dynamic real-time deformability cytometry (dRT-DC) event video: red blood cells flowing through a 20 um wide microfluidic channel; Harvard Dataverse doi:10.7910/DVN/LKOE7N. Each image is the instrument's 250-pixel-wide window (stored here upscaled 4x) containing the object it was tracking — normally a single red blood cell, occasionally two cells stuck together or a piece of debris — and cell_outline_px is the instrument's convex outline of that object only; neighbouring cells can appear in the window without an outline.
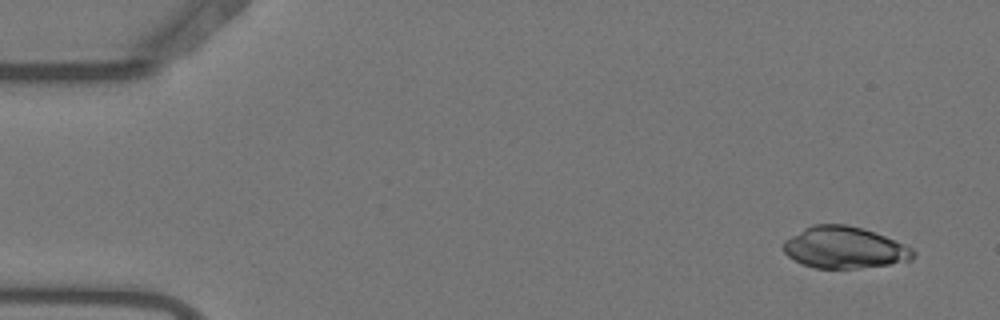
{"species": "Egyptian fruit bat (a non-hibernating species)", "species_latin": "Rousettus aegyptiacus", "temperature_condition": "warm", "stored_images_in_passage": 14, "camera_frame_rate_fps": 3000, "um_per_image_px": 0.085, "animal": {"sex": "female"}, "frame": {"image": 1, "passage_image": 3, "time_ms": 0.667, "image_size_px": [1000, 320], "cell_outline_px": [[916, 256], [912, 260], [888, 264], [856, 268], [816, 268], [804, 264], [788, 256], [784, 252], [784, 240], [804, 228], [812, 224], [844, 224], [860, 228], [884, 236], [904, 244], [912, 248], [916, 252]], "centroid_in_image_um": [71.78, 21.04], "position_along_channel_um": 13.2, "area_um2": 31.15}}